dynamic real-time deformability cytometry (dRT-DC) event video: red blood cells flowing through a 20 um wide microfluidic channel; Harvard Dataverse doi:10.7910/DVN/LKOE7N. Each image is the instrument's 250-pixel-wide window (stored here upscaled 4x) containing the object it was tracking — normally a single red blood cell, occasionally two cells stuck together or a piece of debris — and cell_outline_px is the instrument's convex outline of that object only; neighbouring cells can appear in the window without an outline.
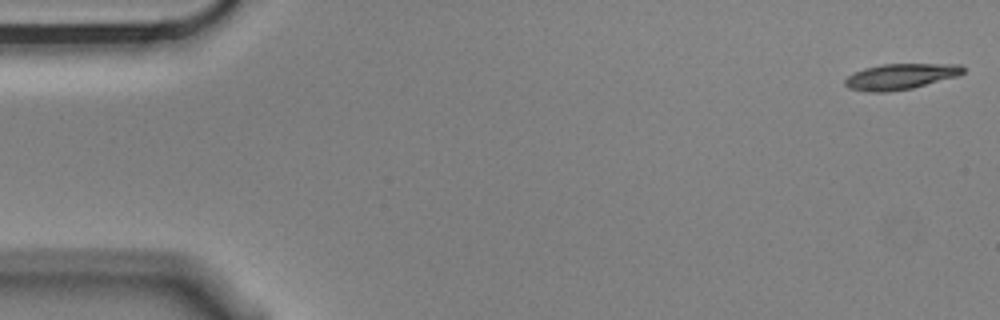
{"species": "Egyptian fruit bat (a non-hibernating species)", "species_latin": "Rousettus aegyptiacus", "temperature_condition": "cold", "stored_images_in_passage": 5, "camera_frame_rate_fps": 3000, "um_per_image_px": 0.085, "animal": {"sex": "male"}, "frame": {"image": 1, "passage_image": 1, "time_ms": 0.0, "image_size_px": [1000, 320], "cell_outline_px": [[964, 72], [956, 76], [912, 88], [888, 92], [868, 92], [848, 88], [844, 84], [844, 80], [848, 76], [864, 68], [880, 64], [960, 64], [964, 68]], "centroid_in_image_um": [76.5, 6.5], "position_along_channel_um": 8.5, "area_um2": 17.63}}
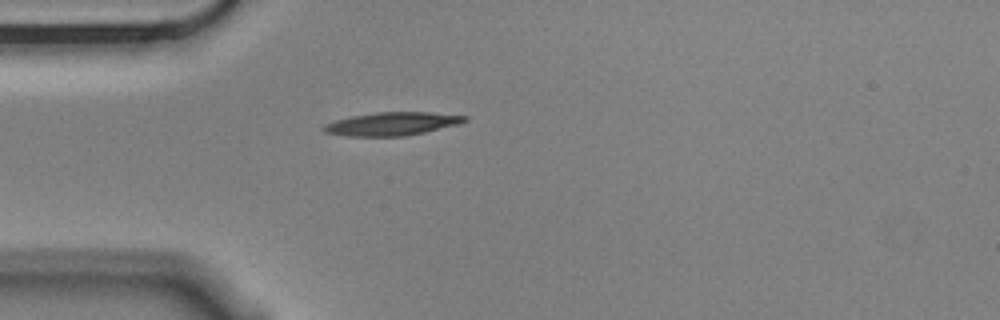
{"frame": {"image": 2, "passage_image": 5, "time_ms": 1.333, "image_size_px": [1000, 320], "cell_outline_px": [[468, 120], [460, 124], [424, 132], [404, 136], [348, 136], [324, 132], [320, 128], [324, 124], [336, 120], [352, 116], [376, 112], [428, 112], [468, 116]], "centroid_in_image_um": [33.32, 10.52], "position_along_channel_um": 51.7, "area_um2": 19.07}}